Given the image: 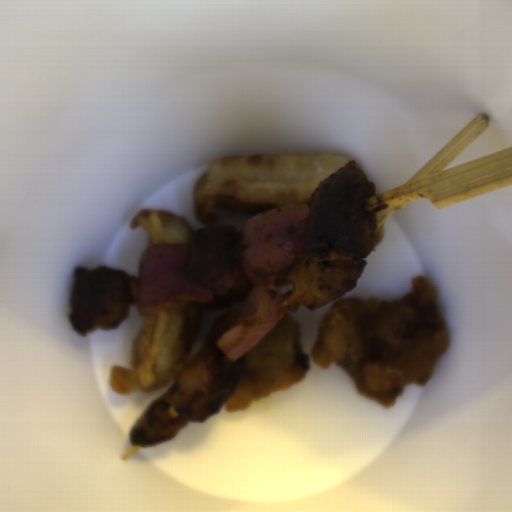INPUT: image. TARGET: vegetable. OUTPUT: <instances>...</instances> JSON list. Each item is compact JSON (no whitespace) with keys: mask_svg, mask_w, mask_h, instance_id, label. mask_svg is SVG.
I'll return each instance as SVG.
<instances>
[{"mask_svg":"<svg viewBox=\"0 0 512 512\" xmlns=\"http://www.w3.org/2000/svg\"><path fill=\"white\" fill-rule=\"evenodd\" d=\"M192 255V247L185 244H153L142 250L136 289L140 317L214 299L205 287L190 282L186 270Z\"/></svg>","mask_w":512,"mask_h":512,"instance_id":"ea0f7189","label":"vegetable"},{"mask_svg":"<svg viewBox=\"0 0 512 512\" xmlns=\"http://www.w3.org/2000/svg\"><path fill=\"white\" fill-rule=\"evenodd\" d=\"M310 212L307 203L291 204L254 214L241 228L237 258L253 289L239 308L229 312L213 338L231 363L280 321L277 308L284 299L280 282L288 268L307 254V243L293 231Z\"/></svg>","mask_w":512,"mask_h":512,"instance_id":"add77e79","label":"vegetable"}]
</instances>
